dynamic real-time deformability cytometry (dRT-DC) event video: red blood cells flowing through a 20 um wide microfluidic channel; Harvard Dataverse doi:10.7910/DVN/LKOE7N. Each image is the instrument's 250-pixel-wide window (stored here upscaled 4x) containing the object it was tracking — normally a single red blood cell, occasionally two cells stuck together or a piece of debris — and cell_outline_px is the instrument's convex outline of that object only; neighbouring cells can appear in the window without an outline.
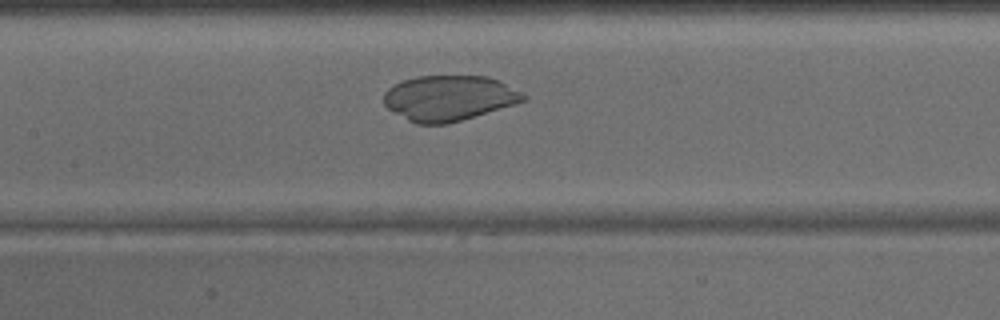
{"species": "common noctule bat (a hibernating species)", "species_latin": "Nyctalus noctula", "temperature_condition": "warm", "stored_images_in_passage": 32, "camera_frame_rate_fps": 3000, "um_per_image_px": 0.085, "animal": {"sex": "male", "body_mass_g": 15.6}, "frame": {"image": 1, "passage_image": 14, "time_ms": 4.333, "image_size_px": [1000, 320], "cell_outline_px": [[528, 96], [524, 100], [516, 104], [448, 124], [416, 124], [408, 120], [388, 108], [384, 104], [384, 92], [388, 88], [404, 80], [416, 76], [488, 76]], "centroid_in_image_um": [38.14, 8.34], "position_along_channel_um": 169.3, "area_um2": 36.53}}
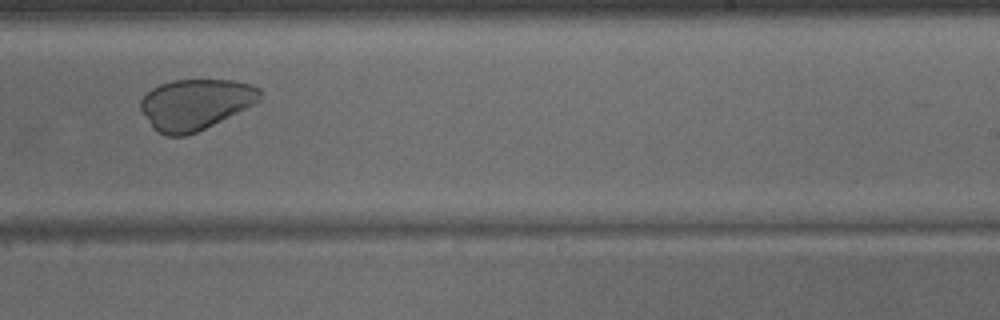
{"frame": {"image": 2, "passage_image": 21, "time_ms": 6.667, "image_size_px": [1000, 320], "cell_outline_px": [[264, 92], [260, 100], [256, 104], [196, 132], [184, 136], [168, 136], [156, 132], [152, 128], [140, 108], [140, 100], [152, 88], [160, 84], [172, 80], [232, 80], [252, 84], [260, 88]], "centroid_in_image_um": [16.64, 8.86], "position_along_channel_um": 272.4, "area_um2": 35.49}}
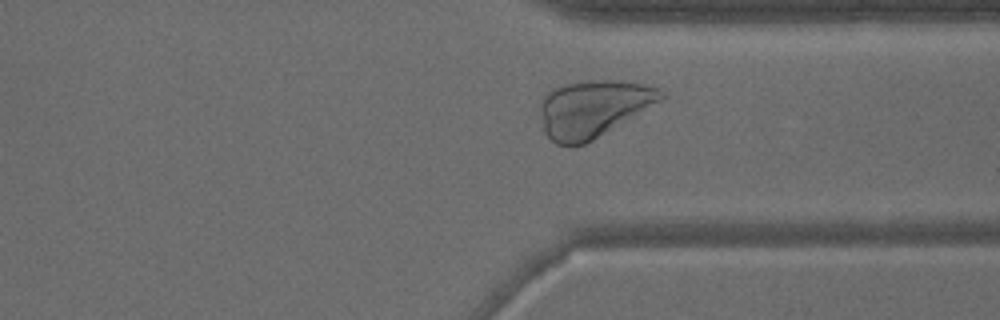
{"frame": {"image": 3, "passage_image": 27, "time_ms": 8.667, "image_size_px": [1000, 320], "cell_outline_px": [[664, 96], [660, 100], [592, 140], [584, 144], [556, 144], [544, 132], [540, 108], [540, 104], [544, 96], [552, 88], [564, 84], [592, 80], [620, 80], [644, 84], [660, 88], [664, 92]], "centroid_in_image_um": [50.39, 9.2], "position_along_channel_um": 361.0, "area_um2": 39.36}}